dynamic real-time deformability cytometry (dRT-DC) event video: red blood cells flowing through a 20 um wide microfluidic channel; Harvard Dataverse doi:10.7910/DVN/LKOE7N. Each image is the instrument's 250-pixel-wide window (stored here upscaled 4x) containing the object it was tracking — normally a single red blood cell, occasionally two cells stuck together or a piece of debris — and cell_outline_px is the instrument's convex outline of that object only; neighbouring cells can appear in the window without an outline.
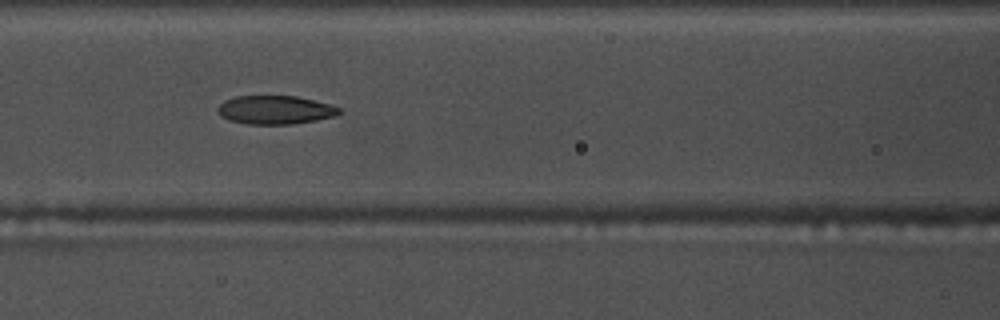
{"species": "common noctule bat (a hibernating species)", "species_latin": "Nyctalus noctula", "temperature_condition": "warm", "stored_images_in_passage": 55, "camera_frame_rate_fps": 3000, "um_per_image_px": 0.085, "animal": {"sex": "male", "body_mass_g": 17.5, "forearm_length_mm": 52.3}, "frame": {"image": 1, "passage_image": 24, "time_ms": 7.667, "image_size_px": [1000, 320], "cell_outline_px": [[344, 112], [336, 116], [316, 120], [292, 124], [248, 124], [228, 120], [220, 116], [216, 112], [216, 108], [224, 100], [236, 96], [296, 96], [332, 104], [340, 108]], "centroid_in_image_um": [23.4, 9.34], "position_along_channel_um": 143.2, "area_um2": 20.52}, "authors_computed_cell_mechanics": {"area_um2": 21.6172, "velocity_mm_per_s": 3.7206, "shape_relaxation_time_tau1_ms": 8.6107, "shape_relaxation_time_tau2_ms": 2.7229, "deformation_change_tau1": 0.2075, "deformation_change_tau2": 0.0875}}